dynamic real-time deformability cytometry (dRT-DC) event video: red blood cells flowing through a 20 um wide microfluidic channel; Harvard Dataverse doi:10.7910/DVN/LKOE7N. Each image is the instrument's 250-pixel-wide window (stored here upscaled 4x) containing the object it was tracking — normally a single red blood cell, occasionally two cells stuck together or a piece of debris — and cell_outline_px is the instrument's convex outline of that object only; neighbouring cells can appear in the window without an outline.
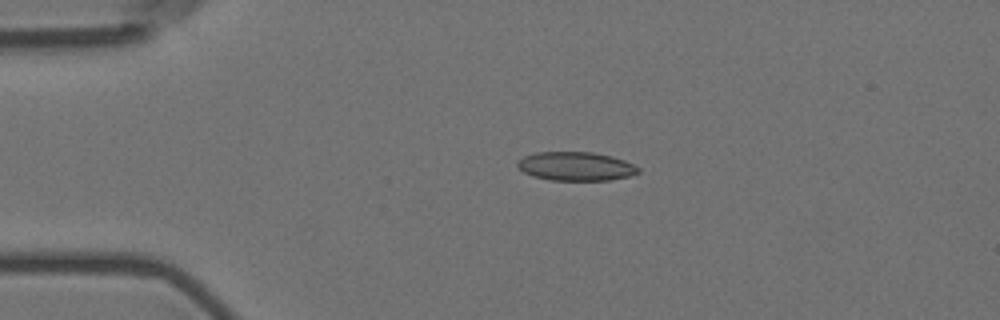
{"species": "Egyptian fruit bat (a non-hibernating species)", "species_latin": "Rousettus aegyptiacus", "temperature_condition": "room temperature", "stored_images_in_passage": 5, "camera_frame_rate_fps": 3000, "um_per_image_px": 0.085, "animal": {"sex": "female"}, "frame": {"image": 1, "passage_image": 4, "time_ms": 1.0, "image_size_px": [1000, 320], "cell_outline_px": [[640, 172], [628, 176], [612, 180], [548, 180], [532, 176], [524, 172], [516, 164], [524, 156], [536, 152], [592, 152], [612, 156], [624, 160], [640, 168]], "centroid_in_image_um": [48.95, 14.14], "position_along_channel_um": 36.0, "area_um2": 20.23}}